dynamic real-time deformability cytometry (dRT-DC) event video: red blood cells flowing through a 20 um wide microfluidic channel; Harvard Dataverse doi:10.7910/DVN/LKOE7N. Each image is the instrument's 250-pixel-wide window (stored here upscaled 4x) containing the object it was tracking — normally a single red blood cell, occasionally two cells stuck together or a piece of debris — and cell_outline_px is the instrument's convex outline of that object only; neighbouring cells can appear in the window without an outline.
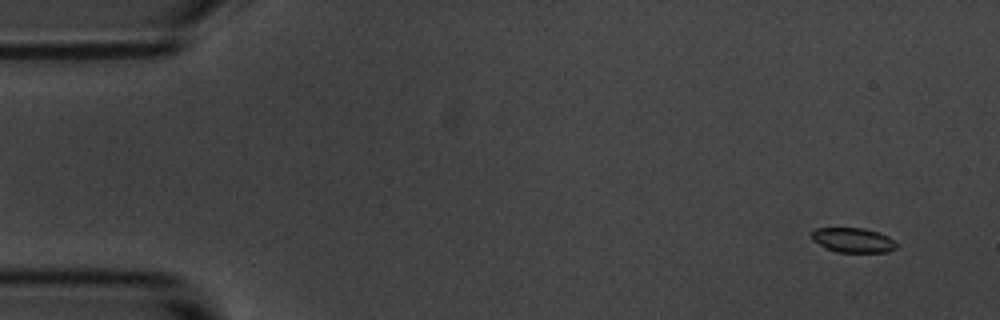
{"species": "common noctule bat (a hibernating species)", "species_latin": "Nyctalus noctula", "temperature_condition": "room temperature", "stored_images_in_passage": 7, "camera_frame_rate_fps": 3000, "um_per_image_px": 0.085, "animal": {"sex": "male", "body_mass_g": 20.1, "forearm_length_mm": 53.5}, "frame": {"image": 1, "passage_image": 2, "time_ms": 1.0, "image_size_px": [1000, 320], "cell_outline_px": [[896, 248], [888, 252], [836, 252], [812, 240], [812, 232], [816, 228], [864, 228], [880, 232], [888, 236], [896, 244]], "centroid_in_image_um": [72.53, 20.4], "position_along_channel_um": 12.5, "area_um2": 12.08}}
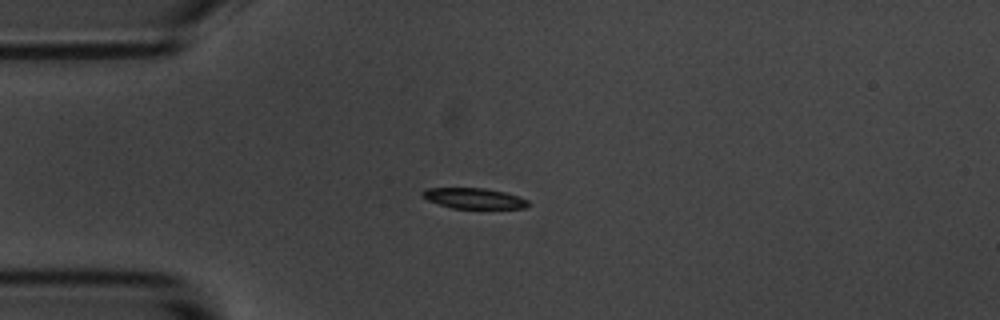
{"frame": {"image": 2, "passage_image": 5, "time_ms": 4.667, "image_size_px": [1000, 320], "cell_outline_px": [[528, 204], [524, 208], [452, 208], [428, 200], [420, 196], [420, 192], [424, 188], [484, 188], [504, 192], [528, 200]], "centroid_in_image_um": [40.21, 16.85], "position_along_channel_um": 44.8, "area_um2": 12.54}}